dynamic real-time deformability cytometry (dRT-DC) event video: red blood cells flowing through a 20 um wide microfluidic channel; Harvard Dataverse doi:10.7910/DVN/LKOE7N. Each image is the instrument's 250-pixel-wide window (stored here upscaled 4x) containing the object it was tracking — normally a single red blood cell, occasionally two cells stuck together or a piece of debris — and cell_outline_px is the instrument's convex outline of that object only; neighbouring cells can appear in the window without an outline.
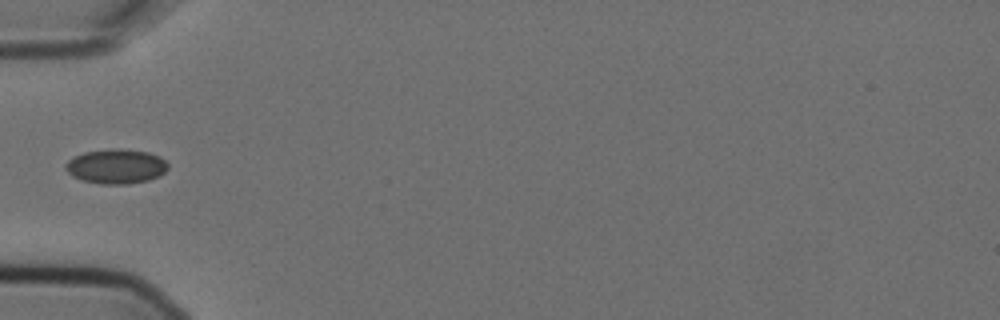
{"species": "Egyptian fruit bat (a non-hibernating species)", "species_latin": "Rousettus aegyptiacus", "temperature_condition": "cold", "stored_images_in_passage": 4, "camera_frame_rate_fps": 3000, "um_per_image_px": 0.085, "animal": {"sex": "female"}, "frame": {"image": 1, "passage_image": 4, "time_ms": 1.0, "image_size_px": [1000, 320], "cell_outline_px": [[168, 168], [160, 176], [148, 180], [124, 184], [100, 184], [80, 180], [72, 176], [64, 168], [64, 164], [68, 160], [84, 152], [112, 148], [120, 148], [148, 152], [160, 156], [168, 164]], "centroid_in_image_um": [9.86, 14.14], "position_along_channel_um": 75.1, "area_um2": 20.81}}